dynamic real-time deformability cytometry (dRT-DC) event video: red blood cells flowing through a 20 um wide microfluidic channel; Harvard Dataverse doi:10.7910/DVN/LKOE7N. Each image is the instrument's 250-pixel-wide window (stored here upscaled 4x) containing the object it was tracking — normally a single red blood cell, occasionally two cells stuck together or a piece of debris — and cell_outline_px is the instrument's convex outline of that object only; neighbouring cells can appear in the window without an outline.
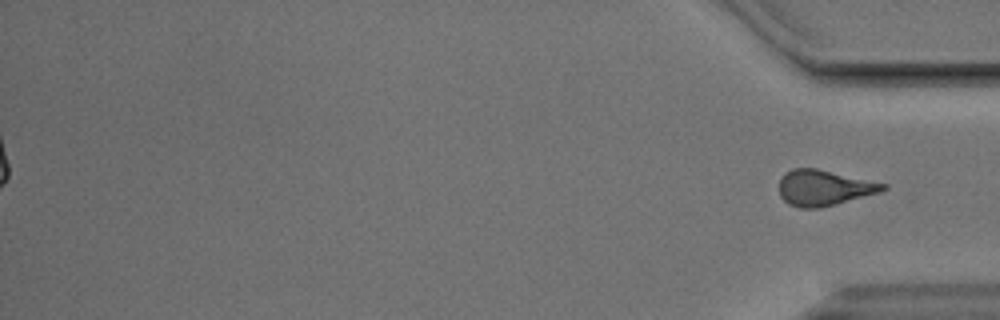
{"species": "Egyptian fruit bat (a non-hibernating species)", "species_latin": "Rousettus aegyptiacus", "temperature_condition": "cold", "stored_images_in_passage": 55, "segment_of_instrument_passage": [2, 2], "camera_frame_rate_fps": 3000, "um_per_image_px": 0.085, "animal": {"sex": "male"}, "frame": {"image": 1, "passage_image": 55, "time_ms": 18.0, "image_size_px": [1000, 320], "cell_outline_px": [[888, 188], [880, 192], [820, 208], [800, 208], [788, 204], [780, 196], [780, 180], [784, 172], [792, 168], [816, 168], [888, 184]], "centroid_in_image_um": [70.03, 15.96], "position_along_channel_um": 365.2, "area_um2": 21.56}}